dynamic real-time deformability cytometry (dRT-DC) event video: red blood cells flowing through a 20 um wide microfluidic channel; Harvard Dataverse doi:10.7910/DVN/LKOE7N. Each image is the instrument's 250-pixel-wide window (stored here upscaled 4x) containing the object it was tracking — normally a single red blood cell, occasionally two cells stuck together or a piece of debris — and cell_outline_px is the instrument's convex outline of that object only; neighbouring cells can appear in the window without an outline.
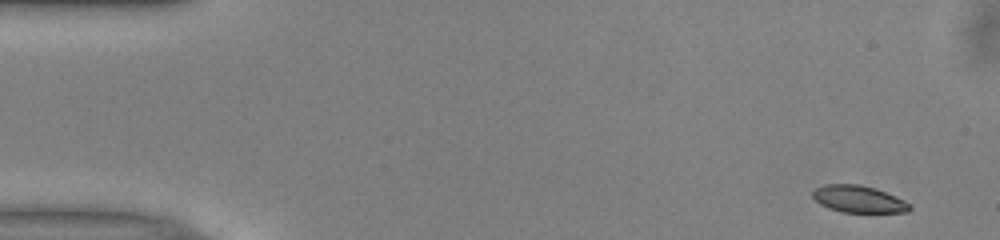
{"species": "common noctule bat (a hibernating species)", "species_latin": "Nyctalus noctula", "temperature_condition": "warm", "stored_images_in_passage": 49, "camera_frame_rate_fps": 3000, "um_per_image_px": 0.085, "animal": {"sex": "male", "body_mass_g": 13.0, "forearm_length_mm": 53.1}, "frame": {"image": 1, "passage_image": 1, "time_ms": 0.0, "image_size_px": [1000, 240], "cell_outline_px": [[912, 208], [908, 212], [844, 212], [828, 208], [820, 204], [812, 196], [812, 192], [816, 188], [824, 184], [860, 184], [876, 188], [896, 196], [912, 204]], "centroid_in_image_um": [73.01, 16.92], "position_along_channel_um": 12.0, "area_um2": 15.37}}
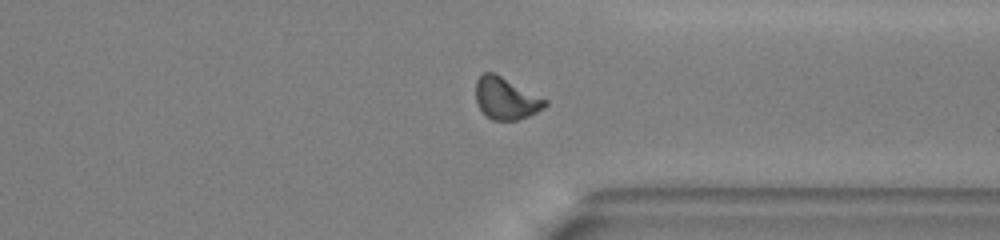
{"frame": {"image": 2, "passage_image": 37, "time_ms": 12.0, "image_size_px": [1000, 240], "cell_outline_px": [[548, 104], [544, 108], [528, 116], [516, 120], [492, 120], [480, 108], [476, 100], [476, 80], [484, 72], [492, 72], [548, 100]], "centroid_in_image_um": [43.01, 8.37], "position_along_channel_um": 368.4, "area_um2": 16.59}}
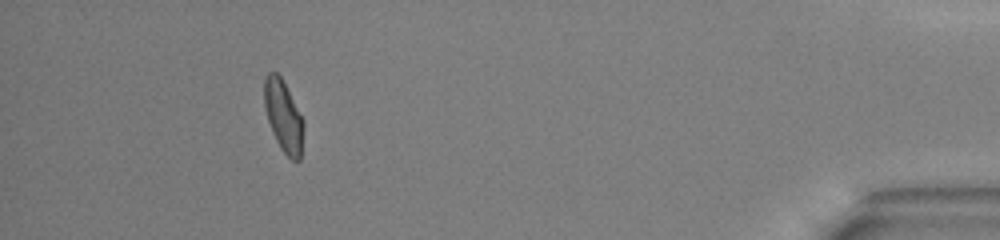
{"frame": {"image": 3, "passage_image": 45, "time_ms": 14.667, "image_size_px": [1000, 240], "cell_outline_px": [[304, 128], [300, 160], [292, 160], [280, 148], [272, 132], [264, 108], [264, 76], [268, 72], [276, 72], [280, 76], [304, 120]], "centroid_in_image_um": [24.08, 9.87], "position_along_channel_um": 411.1, "area_um2": 16.36}, "authors_computed_cell_mechanics": {"area_um2": 16.5308, "velocity_mm_per_s": 3.9896, "shape_relaxation_time_tau1_ms": 3.6518, "shape_relaxation_time_tau2_ms": 2.4784, "deformation_change_tau1": 0.1376, "deformation_change_tau2": 0.0618}}